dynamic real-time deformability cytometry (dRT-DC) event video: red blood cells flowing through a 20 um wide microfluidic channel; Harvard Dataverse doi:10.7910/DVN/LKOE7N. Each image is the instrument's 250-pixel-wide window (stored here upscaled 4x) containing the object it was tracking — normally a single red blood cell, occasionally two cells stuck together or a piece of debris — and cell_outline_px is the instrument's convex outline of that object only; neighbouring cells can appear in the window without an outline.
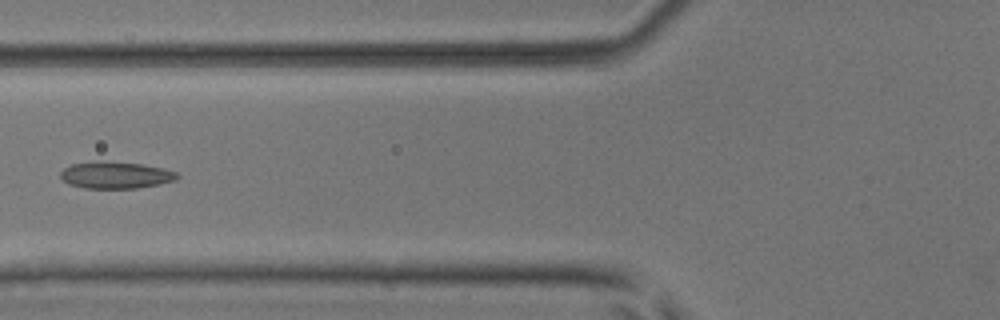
{"species": "common noctule bat (a hibernating species)", "species_latin": "Nyctalus noctula", "temperature_condition": "room temperature", "stored_images_in_passage": 5, "camera_frame_rate_fps": 3000, "um_per_image_px": 0.085, "animal": {"sex": "male", "body_mass_g": 17.9, "forearm_length_mm": 54.2}, "frame": {"image": 1, "passage_image": 4, "time_ms": 1.0, "image_size_px": [1000, 320], "cell_outline_px": [[180, 176], [176, 180], [160, 184], [136, 188], [84, 188], [68, 184], [60, 176], [60, 172], [64, 168], [72, 164], [96, 160], [144, 164], [164, 168], [176, 172]], "centroid_in_image_um": [9.84, 14.87], "position_along_channel_um": 116.0, "area_um2": 18.44}}
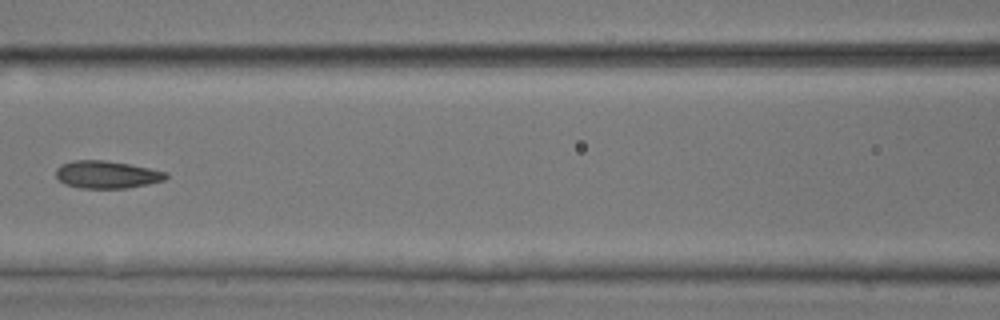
{"frame": {"image": 2, "passage_image": 5, "time_ms": 1.333, "image_size_px": [1000, 320], "cell_outline_px": [[168, 176], [164, 180], [148, 184], [128, 188], [80, 188], [64, 184], [56, 176], [56, 168], [60, 164], [72, 160], [104, 160], [128, 164], [168, 172]], "centroid_in_image_um": [9.05, 14.84], "position_along_channel_um": 157.5, "area_um2": 17.69}}